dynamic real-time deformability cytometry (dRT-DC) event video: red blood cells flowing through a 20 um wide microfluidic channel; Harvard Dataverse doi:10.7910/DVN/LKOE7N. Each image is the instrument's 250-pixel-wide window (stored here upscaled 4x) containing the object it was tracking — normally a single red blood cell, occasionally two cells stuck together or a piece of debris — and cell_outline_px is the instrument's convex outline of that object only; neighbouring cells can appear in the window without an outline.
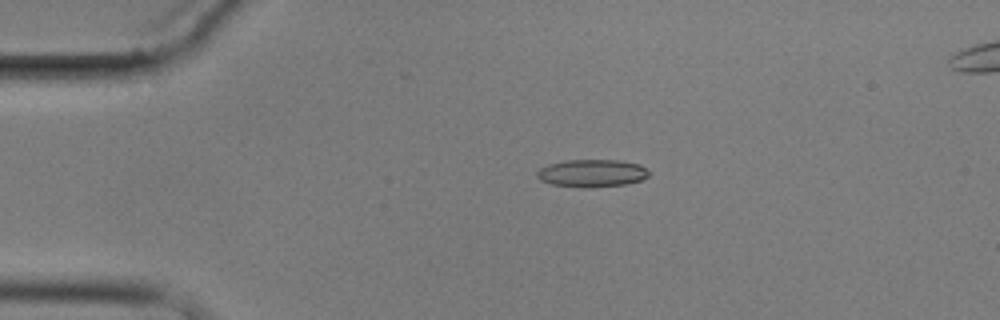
{"species": "common noctule bat (a hibernating species)", "species_latin": "Nyctalus noctula", "temperature_condition": "cold", "stored_images_in_passage": 5, "camera_frame_rate_fps": 3000, "um_per_image_px": 0.085, "animal": {"sex": "male", "body_mass_g": 17.9}, "frame": {"image": 1, "passage_image": 3, "time_ms": 3.0, "image_size_px": [1000, 320], "cell_outline_px": [[648, 176], [640, 180], [624, 184], [584, 188], [580, 188], [552, 184], [540, 180], [536, 176], [536, 172], [540, 168], [548, 164], [568, 160], [616, 160], [640, 164], [648, 172]], "centroid_in_image_um": [50.26, 14.72], "position_along_channel_um": 34.7, "area_um2": 17.86}}